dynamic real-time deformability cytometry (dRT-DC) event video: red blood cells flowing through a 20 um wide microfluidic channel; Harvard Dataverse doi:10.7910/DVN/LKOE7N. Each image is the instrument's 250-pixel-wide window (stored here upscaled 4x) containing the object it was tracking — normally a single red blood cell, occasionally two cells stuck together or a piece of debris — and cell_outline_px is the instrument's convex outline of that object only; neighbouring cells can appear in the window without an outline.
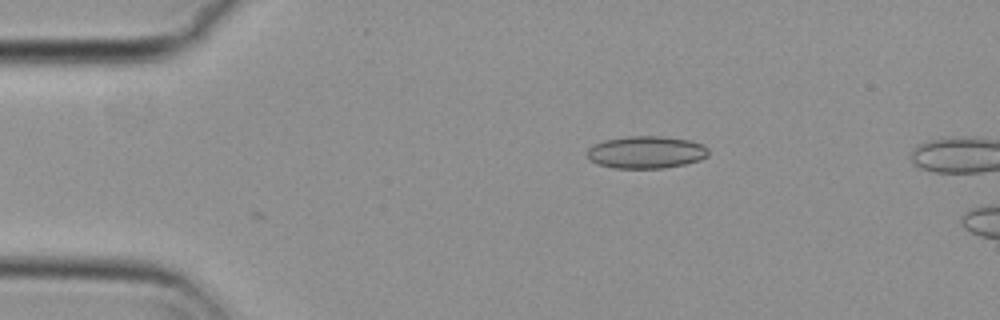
{"species": "common noctule bat (a hibernating species)", "species_latin": "Nyctalus noctula", "temperature_condition": "cold", "stored_images_in_passage": 2, "camera_frame_rate_fps": 3000, "um_per_image_px": 0.085, "animal": {"sex": "female", "body_mass_g": 29.2, "forearm_length_mm": 56.3}, "frame": {"image": 1, "passage_image": 2, "time_ms": 0.333, "image_size_px": [1000, 320], "cell_outline_px": [[708, 156], [700, 160], [684, 164], [664, 168], [612, 168], [596, 164], [588, 160], [588, 148], [604, 140], [628, 136], [664, 136], [688, 140], [704, 144], [708, 148]], "centroid_in_image_um": [54.93, 12.94], "position_along_channel_um": 30.1, "area_um2": 23.0}}